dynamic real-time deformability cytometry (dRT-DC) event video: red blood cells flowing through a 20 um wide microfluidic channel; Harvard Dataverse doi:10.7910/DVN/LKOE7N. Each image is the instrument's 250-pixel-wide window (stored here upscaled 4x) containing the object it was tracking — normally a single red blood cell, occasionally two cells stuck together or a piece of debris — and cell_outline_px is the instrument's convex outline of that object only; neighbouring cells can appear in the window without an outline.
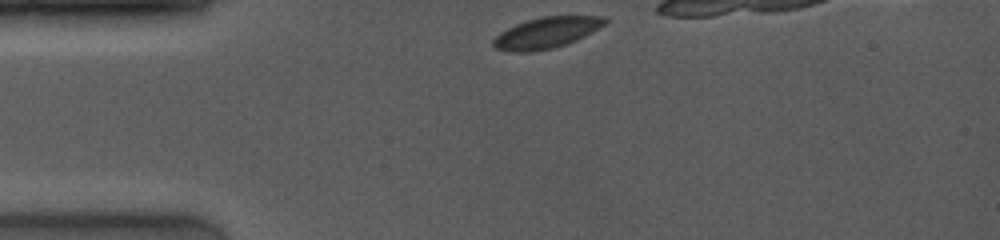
{"species": "common noctule bat (a hibernating species)", "species_latin": "Nyctalus noctula", "temperature_condition": "room temperature", "stored_images_in_passage": 45, "camera_frame_rate_fps": 4000, "um_per_image_px": 0.085, "animal": {"sex": "female", "body_mass_g": 19.0, "forearm_length_mm": 53.3}, "frame": {"image": 1, "passage_image": 1, "time_ms": 0.0, "image_size_px": [1000, 240], "cell_outline_px": [[608, 20], [604, 24], [592, 32], [576, 40], [552, 48], [532, 52], [508, 52], [496, 48], [492, 44], [492, 40], [500, 32], [516, 24], [528, 20], [544, 16], [608, 16]], "centroid_in_image_um": [46.43, 2.78], "position_along_channel_um": 38.6, "area_um2": 20.06}}
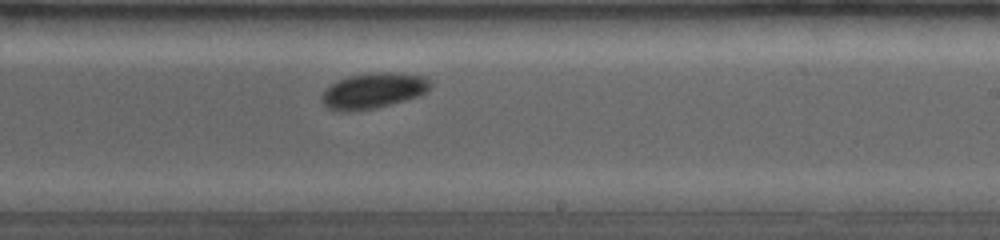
{"frame": {"image": 2, "passage_image": 26, "time_ms": 6.25, "image_size_px": [1000, 240], "cell_outline_px": [[432, 84], [420, 96], [376, 108], [352, 112], [340, 112], [328, 108], [320, 100], [320, 96], [332, 84], [348, 76], [372, 72], [396, 72], [424, 76]], "centroid_in_image_um": [31.72, 7.72], "position_along_channel_um": 257.3, "area_um2": 22.6}}
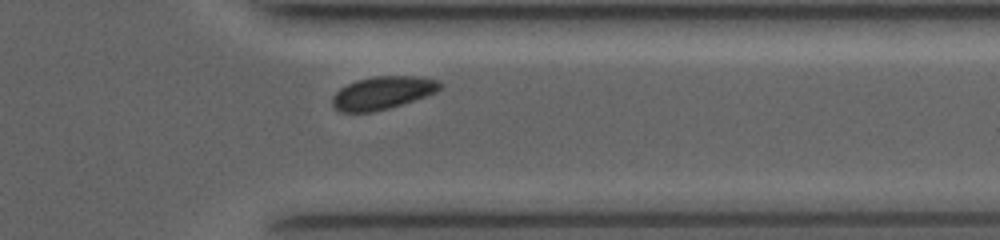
{"frame": {"image": 3, "passage_image": 38, "time_ms": 9.25, "image_size_px": [1000, 240], "cell_outline_px": [[444, 84], [436, 92], [388, 108], [372, 112], [340, 112], [332, 108], [332, 96], [340, 88], [356, 80], [372, 76], [416, 76], [440, 80]], "centroid_in_image_um": [32.49, 7.88], "position_along_channel_um": 378.9, "area_um2": 20.63}}